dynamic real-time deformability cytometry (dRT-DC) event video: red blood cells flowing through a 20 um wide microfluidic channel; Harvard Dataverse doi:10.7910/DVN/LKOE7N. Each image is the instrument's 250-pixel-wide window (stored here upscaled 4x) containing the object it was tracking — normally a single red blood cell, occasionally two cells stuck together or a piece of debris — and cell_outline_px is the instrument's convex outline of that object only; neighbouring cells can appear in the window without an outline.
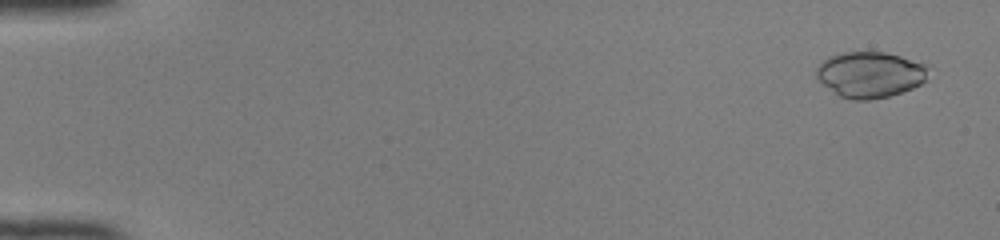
{"species": "common noctule bat (a hibernating species)", "species_latin": "Nyctalus noctula", "temperature_condition": "room temperature", "stored_images_in_passage": 50, "camera_frame_rate_fps": 3000, "um_per_image_px": 0.085, "animal": {"sex": "female", "body_mass_g": 22.0, "forearm_length_mm": 56.7}, "frame": {"image": 1, "passage_image": 3, "time_ms": 0.667, "image_size_px": [1000, 240], "cell_outline_px": [[928, 68], [924, 80], [920, 84], [912, 88], [888, 96], [868, 100], [852, 100], [840, 96], [824, 84], [816, 76], [816, 68], [828, 56], [840, 52], [884, 52], [900, 56], [924, 64]], "centroid_in_image_um": [73.93, 6.33], "position_along_channel_um": 11.1, "area_um2": 29.54}}
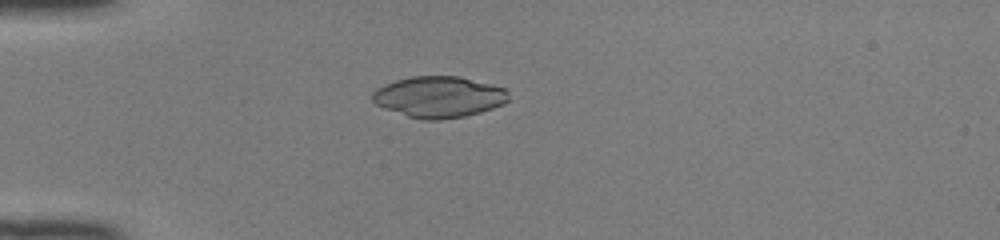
{"frame": {"image": 2, "passage_image": 15, "time_ms": 4.667, "image_size_px": [1000, 240], "cell_outline_px": [[508, 100], [504, 104], [480, 112], [464, 116], [440, 120], [420, 120], [384, 108], [376, 104], [372, 100], [372, 92], [376, 88], [384, 84], [396, 80], [412, 76], [460, 76], [508, 88]], "centroid_in_image_um": [37.31, 8.23], "position_along_channel_um": 47.7, "area_um2": 32.89}}